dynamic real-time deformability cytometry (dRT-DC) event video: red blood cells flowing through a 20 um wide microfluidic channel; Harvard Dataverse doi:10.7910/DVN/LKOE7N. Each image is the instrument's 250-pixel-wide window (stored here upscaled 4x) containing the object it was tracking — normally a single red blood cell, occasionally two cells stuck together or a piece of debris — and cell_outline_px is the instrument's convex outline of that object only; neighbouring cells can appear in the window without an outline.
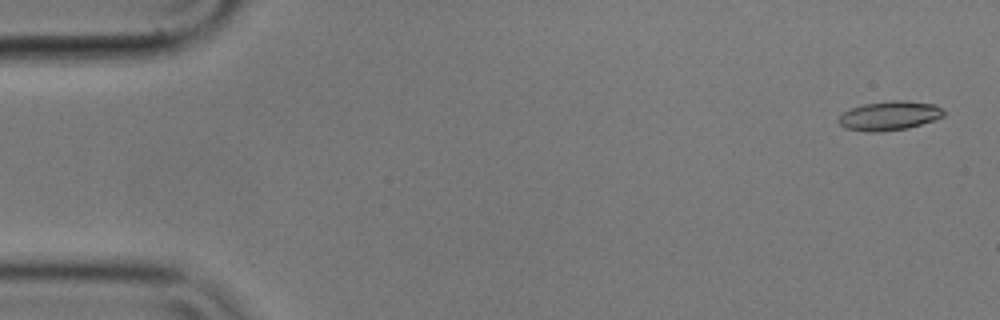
{"species": "common noctule bat (a hibernating species)", "species_latin": "Nyctalus noctula", "temperature_condition": "cold", "stored_images_in_passage": 4, "camera_frame_rate_fps": 3000, "um_per_image_px": 0.085, "animal": {"sex": "male", "body_mass_g": 17.9}, "frame": {"image": 1, "passage_image": 1, "time_ms": 0.0, "image_size_px": [1000, 320], "cell_outline_px": [[944, 116], [936, 120], [908, 128], [880, 132], [868, 132], [844, 128], [836, 120], [844, 112], [852, 108], [864, 104], [892, 100], [904, 100], [936, 104], [944, 112]], "centroid_in_image_um": [75.61, 9.84], "position_along_channel_um": 9.4, "area_um2": 17.98}}